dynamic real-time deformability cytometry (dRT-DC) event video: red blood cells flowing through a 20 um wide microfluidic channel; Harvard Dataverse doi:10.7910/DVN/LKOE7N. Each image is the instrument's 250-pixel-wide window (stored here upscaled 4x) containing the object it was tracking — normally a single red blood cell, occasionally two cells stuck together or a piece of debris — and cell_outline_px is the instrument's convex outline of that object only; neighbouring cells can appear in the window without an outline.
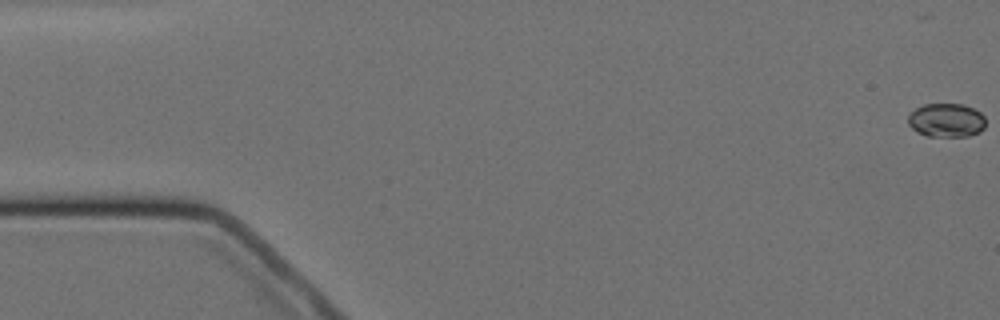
{"species": "Egyptian fruit bat (a non-hibernating species)", "species_latin": "Rousettus aegyptiacus", "temperature_condition": "cold", "stored_images_in_passage": 5, "camera_frame_rate_fps": 3000, "um_per_image_px": 0.085, "animal": {"sex": "female"}, "frame": {"image": 1, "passage_image": 1, "time_ms": 0.0, "image_size_px": [1000, 320], "cell_outline_px": [[984, 128], [980, 132], [968, 136], [928, 136], [916, 132], [908, 124], [908, 116], [916, 108], [924, 104], [964, 104], [980, 112], [984, 116]], "centroid_in_image_um": [80.44, 10.22], "position_along_channel_um": 4.6, "area_um2": 15.26}}
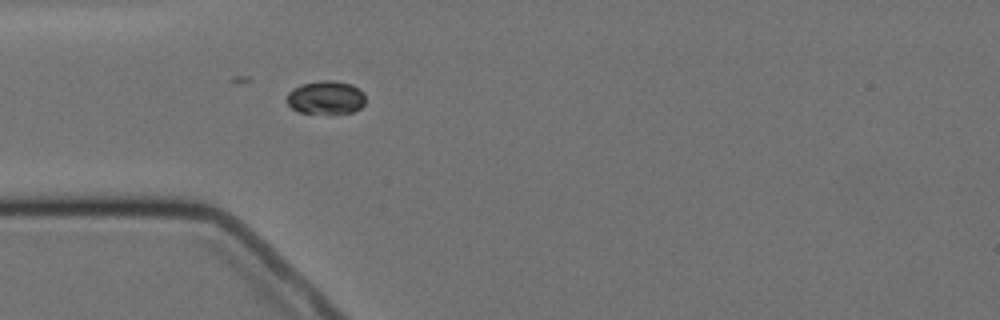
{"frame": {"image": 2, "passage_image": 5, "time_ms": 5.333, "image_size_px": [1000, 320], "cell_outline_px": [[364, 104], [360, 108], [352, 112], [332, 116], [300, 112], [292, 108], [288, 104], [288, 92], [292, 88], [300, 84], [320, 80], [332, 80], [352, 84], [364, 92]], "centroid_in_image_um": [27.71, 8.32], "position_along_channel_um": 57.3, "area_um2": 15.84}}